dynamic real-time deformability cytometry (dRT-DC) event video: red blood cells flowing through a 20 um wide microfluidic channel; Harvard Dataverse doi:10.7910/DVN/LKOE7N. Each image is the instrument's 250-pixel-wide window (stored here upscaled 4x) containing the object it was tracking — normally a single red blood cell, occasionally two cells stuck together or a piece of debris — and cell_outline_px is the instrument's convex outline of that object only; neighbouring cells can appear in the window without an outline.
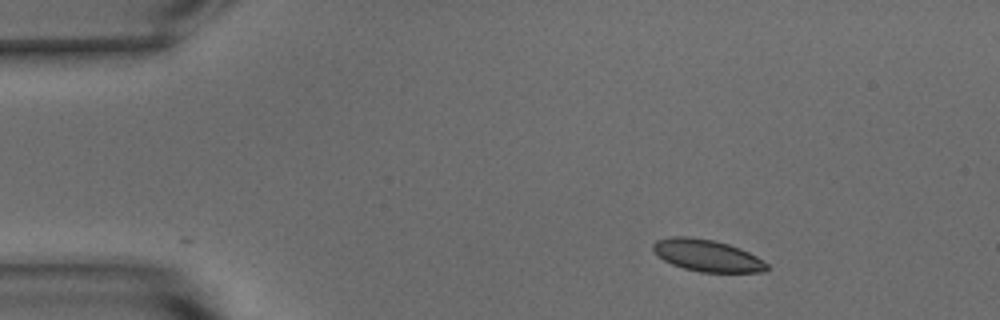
{"species": "common noctule bat (a hibernating species)", "species_latin": "Nyctalus noctula", "temperature_condition": "warm", "stored_images_in_passage": 30, "camera_frame_rate_fps": 3000, "um_per_image_px": 0.085, "animal": {"sex": "male", "body_mass_g": 15.6}, "frame": {"image": 1, "passage_image": 1, "time_ms": 0.0, "image_size_px": [1000, 320], "cell_outline_px": [[768, 268], [764, 272], [700, 272], [684, 268], [672, 264], [664, 260], [652, 248], [652, 244], [656, 240], [672, 236], [688, 236], [712, 240], [728, 244], [740, 248], [764, 260], [768, 264]], "centroid_in_image_um": [60.12, 21.72], "position_along_channel_um": 24.9, "area_um2": 21.04}}
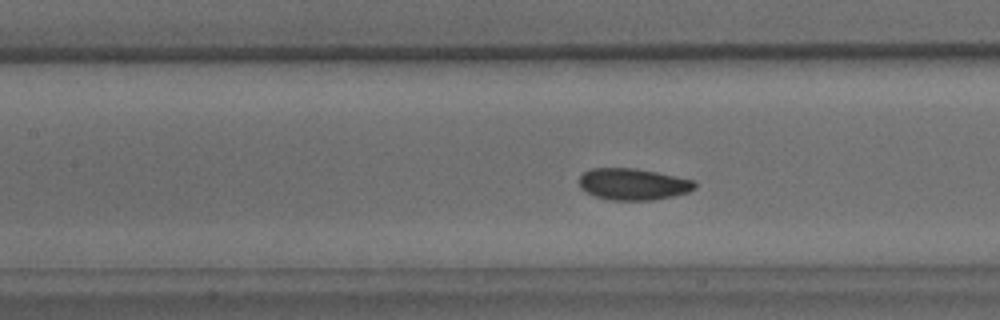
{"frame": {"image": 2, "passage_image": 17, "time_ms": 5.333, "image_size_px": [1000, 320], "cell_outline_px": [[696, 188], [688, 192], [672, 196], [652, 200], [612, 200], [596, 196], [580, 188], [580, 176], [584, 172], [592, 168], [636, 168], [696, 180]], "centroid_in_image_um": [53.84, 15.65], "position_along_channel_um": 153.6, "area_um2": 21.21}}
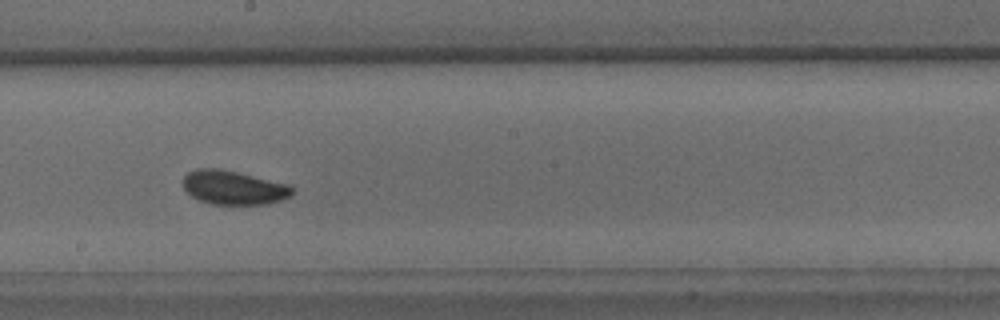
{"frame": {"image": 3, "passage_image": 23, "time_ms": 7.333, "image_size_px": [1000, 320], "cell_outline_px": [[296, 192], [292, 196], [280, 200], [264, 204], [212, 204], [200, 200], [192, 196], [184, 188], [184, 176], [188, 172], [196, 168], [216, 168], [236, 172], [292, 184], [296, 188]], "centroid_in_image_um": [19.93, 15.94], "position_along_channel_um": 228.3, "area_um2": 21.73}}